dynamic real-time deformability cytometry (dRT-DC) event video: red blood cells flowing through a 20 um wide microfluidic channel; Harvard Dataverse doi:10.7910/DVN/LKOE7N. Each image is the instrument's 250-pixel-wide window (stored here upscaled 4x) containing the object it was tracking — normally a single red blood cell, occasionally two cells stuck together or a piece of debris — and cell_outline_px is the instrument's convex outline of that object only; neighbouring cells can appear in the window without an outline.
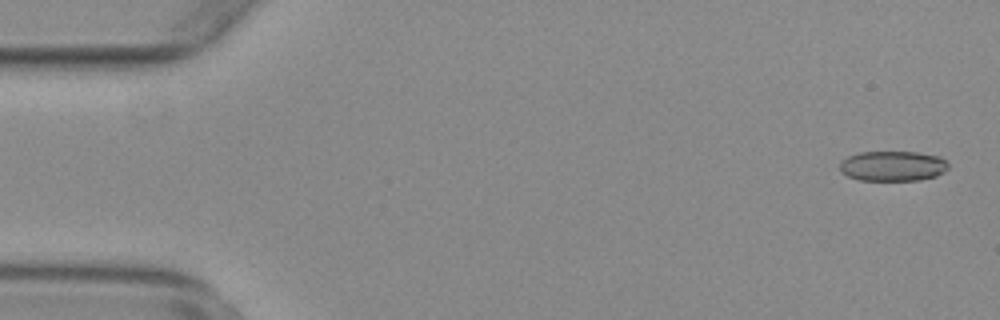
{"species": "common noctule bat (a hibernating species)", "species_latin": "Nyctalus noctula", "temperature_condition": "warm", "stored_images_in_passage": 54, "camera_frame_rate_fps": 3000, "um_per_image_px": 0.085, "animal": {"sex": "female", "body_mass_g": 29.2, "forearm_length_mm": 56.3}, "frame": {"image": 1, "passage_image": 2, "time_ms": 0.333, "image_size_px": [1000, 320], "cell_outline_px": [[948, 168], [944, 172], [936, 176], [920, 180], [860, 180], [848, 176], [840, 172], [840, 160], [848, 156], [860, 152], [916, 152], [940, 156], [948, 164]], "centroid_in_image_um": [75.87, 14.11], "position_along_channel_um": 9.1, "area_um2": 19.13}}
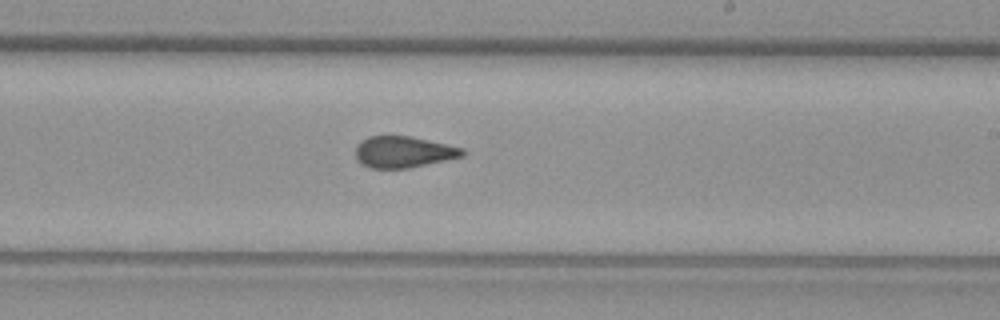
{"frame": {"image": 2, "passage_image": 32, "time_ms": 10.333, "image_size_px": [1000, 320], "cell_outline_px": [[464, 156], [408, 168], [372, 168], [360, 164], [356, 160], [356, 144], [368, 136], [412, 136], [464, 148]], "centroid_in_image_um": [34.27, 12.91], "position_along_channel_um": 254.7, "area_um2": 19.59}}
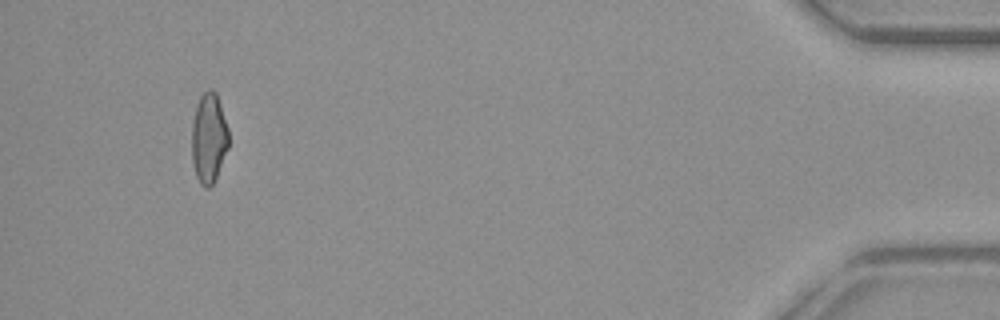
{"frame": {"image": 3, "passage_image": 51, "time_ms": 16.667, "image_size_px": [1000, 320], "cell_outline_px": [[228, 148], [216, 176], [212, 184], [208, 188], [204, 188], [200, 184], [196, 176], [192, 160], [192, 124], [196, 104], [200, 96], [208, 88], [212, 88], [216, 92], [228, 128]], "centroid_in_image_um": [17.74, 11.71], "position_along_channel_um": 417.5, "area_um2": 19.31}, "authors_computed_cell_mechanics": {"area_um2": 19.8832, "velocity_mm_per_s": 3.8097, "shape_relaxation_time_tau1_ms": null, "shape_relaxation_time_tau2_ms": 1.2423, "deformation_change_tau1": null, "deformation_change_tau2": 0.0873}}